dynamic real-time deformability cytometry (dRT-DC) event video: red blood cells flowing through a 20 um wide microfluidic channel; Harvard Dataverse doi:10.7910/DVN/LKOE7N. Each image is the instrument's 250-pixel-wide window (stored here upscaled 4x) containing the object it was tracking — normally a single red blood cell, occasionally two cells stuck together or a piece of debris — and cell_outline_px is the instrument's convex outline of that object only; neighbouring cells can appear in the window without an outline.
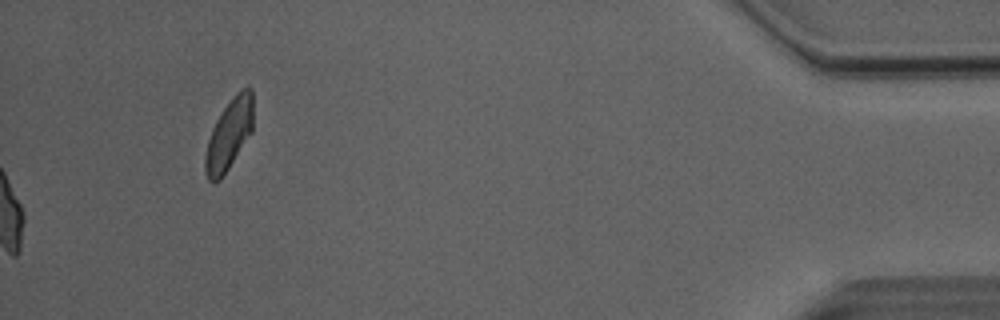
{"species": "Egyptian fruit bat (a non-hibernating species)", "species_latin": "Rousettus aegyptiacus", "temperature_condition": "room temperature", "stored_images_in_passage": 52, "camera_frame_rate_fps": 3000, "um_per_image_px": 0.085, "animal": {"sex": "male"}, "frame": {"image": 1, "passage_image": 52, "time_ms": 17.0, "image_size_px": [1000, 320], "cell_outline_px": [[252, 132], [220, 180], [212, 184], [208, 180], [204, 172], [204, 156], [208, 140], [212, 128], [216, 120], [232, 96], [240, 88], [248, 84], [252, 88]], "centroid_in_image_um": [19.46, 11.42], "position_along_channel_um": 415.7, "area_um2": 19.94}, "authors_computed_cell_mechanics": {"area_um2": 19.0162, "velocity_mm_per_s": 4.079, "shape_relaxation_time_tau1_ms": 6.4659, "shape_relaxation_time_tau2_ms": 1.327, "deformation_change_tau1": 0.196, "deformation_change_tau2": 0.0727}}